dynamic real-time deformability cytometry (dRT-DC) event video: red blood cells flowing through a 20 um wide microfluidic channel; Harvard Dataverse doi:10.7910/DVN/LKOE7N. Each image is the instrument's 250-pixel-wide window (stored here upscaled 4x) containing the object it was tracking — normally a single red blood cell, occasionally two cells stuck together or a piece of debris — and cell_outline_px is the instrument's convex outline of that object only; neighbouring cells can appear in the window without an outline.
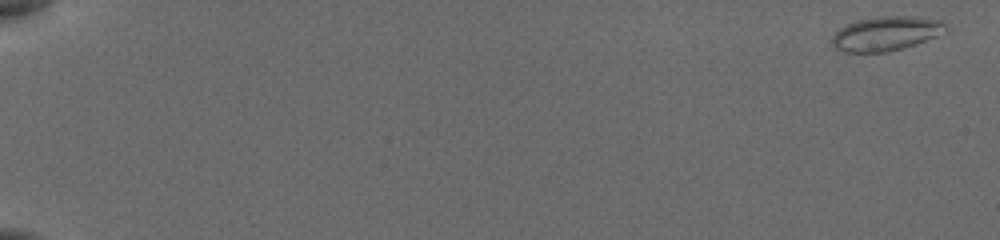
{"species": "common noctule bat (a hibernating species)", "species_latin": "Nyctalus noctula", "temperature_condition": "cold", "stored_images_in_passage": 24, "camera_frame_rate_fps": 3000, "um_per_image_px": 0.085, "animal": {"sex": "female", "body_mass_g": 19.5, "forearm_length_mm": 54.1}, "frame": {"image": 1, "passage_image": 1, "time_ms": 0.0, "image_size_px": [1000, 240], "cell_outline_px": [[948, 28], [936, 36], [900, 48], [884, 52], [844, 52], [836, 48], [832, 44], [832, 36], [840, 28], [848, 24], [860, 20], [880, 16], [912, 16], [944, 20], [948, 24]], "centroid_in_image_um": [75.33, 2.83], "position_along_channel_um": 9.7, "area_um2": 22.37}}
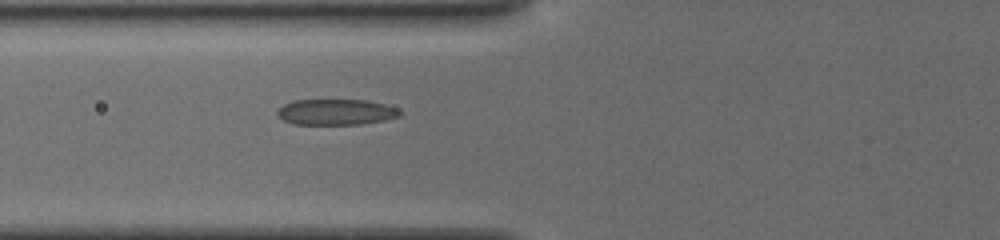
{"frame": {"image": 2, "passage_image": 17, "time_ms": 7.333, "image_size_px": [1000, 240], "cell_outline_px": [[404, 112], [400, 116], [384, 120], [364, 124], [292, 124], [284, 120], [276, 112], [284, 104], [292, 100], [368, 100], [384, 104], [396, 108]], "centroid_in_image_um": [28.59, 9.52], "position_along_channel_um": 97.2, "area_um2": 18.44}}
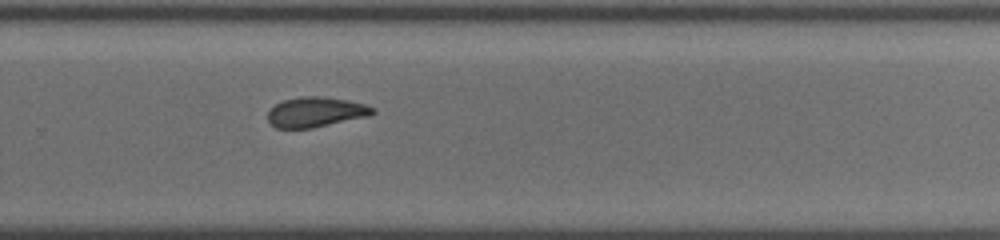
{"frame": {"image": 3, "passage_image": 24, "time_ms": 12.667, "image_size_px": [1000, 240], "cell_outline_px": [[376, 112], [368, 116], [312, 128], [276, 128], [268, 120], [268, 112], [276, 104], [284, 100], [300, 96], [324, 96], [348, 100], [364, 104], [376, 108]], "centroid_in_image_um": [26.86, 9.51], "position_along_channel_um": 302.9, "area_um2": 18.32}}